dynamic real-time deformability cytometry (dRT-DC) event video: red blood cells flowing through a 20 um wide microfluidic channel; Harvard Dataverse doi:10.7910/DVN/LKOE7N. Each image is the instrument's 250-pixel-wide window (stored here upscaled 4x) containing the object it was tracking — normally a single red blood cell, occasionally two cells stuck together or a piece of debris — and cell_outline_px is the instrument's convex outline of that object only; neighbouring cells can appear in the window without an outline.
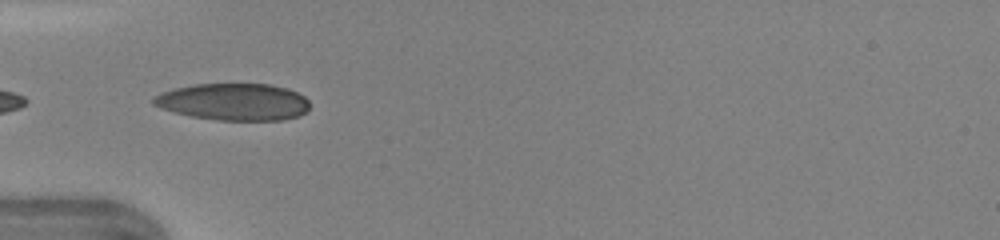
{"species": "human", "species_latin": "Homo sapiens", "temperature_condition": "warm", "stored_images_in_passage": 8, "camera_frame_rate_fps": 3000, "um_per_image_px": 0.085, "donor": {"sex": "female"}, "frame": {"image": 1, "passage_image": 1, "time_ms": 0.0, "image_size_px": [1000, 240], "cell_outline_px": [[308, 112], [300, 116], [284, 120], [216, 120], [192, 116], [160, 108], [152, 104], [152, 96], [160, 92], [176, 88], [196, 84], [268, 84], [288, 88], [304, 96], [308, 100]], "centroid_in_image_um": [19.87, 8.66], "position_along_channel_um": 65.1, "area_um2": 33.81}}